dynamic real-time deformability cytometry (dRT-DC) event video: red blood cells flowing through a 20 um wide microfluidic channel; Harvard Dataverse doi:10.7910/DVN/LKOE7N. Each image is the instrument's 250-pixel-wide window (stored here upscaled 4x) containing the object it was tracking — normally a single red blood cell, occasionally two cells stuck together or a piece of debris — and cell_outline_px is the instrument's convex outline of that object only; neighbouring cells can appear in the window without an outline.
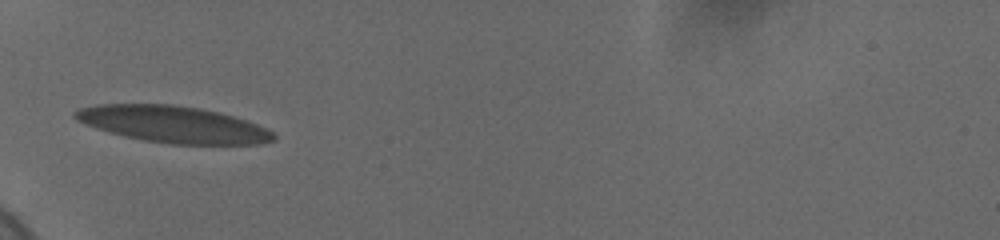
{"species": "human", "species_latin": "Homo sapiens", "temperature_condition": "cold", "stored_images_in_passage": 36, "camera_frame_rate_fps": 3000, "um_per_image_px": 0.085, "donor": {"sex": "female"}, "frame": {"image": 1, "passage_image": 1, "time_ms": 0.0, "image_size_px": [1000, 240], "cell_outline_px": [[276, 140], [264, 144], [172, 144], [144, 140], [124, 136], [108, 132], [84, 124], [76, 120], [72, 116], [72, 112], [80, 108], [96, 104], [172, 104], [200, 108], [220, 112], [256, 124], [272, 132], [276, 136]], "centroid_in_image_um": [14.68, 10.56], "position_along_channel_um": 70.3, "area_um2": 42.43}}
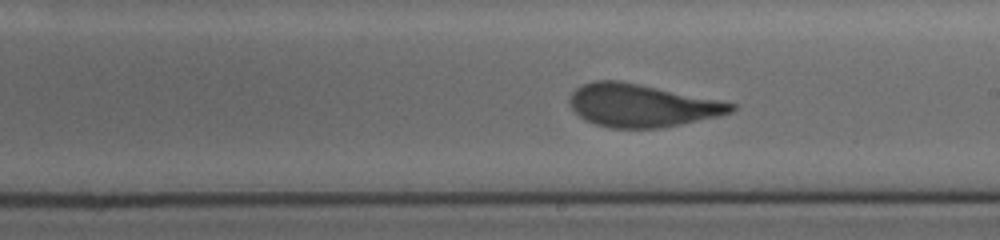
{"frame": {"image": 2, "passage_image": 15, "time_ms": 4.667, "image_size_px": [1000, 240], "cell_outline_px": [[736, 108], [732, 112], [720, 116], [660, 128], [608, 128], [584, 120], [572, 108], [568, 100], [572, 92], [576, 88], [584, 84], [596, 80], [620, 80], [736, 104]], "centroid_in_image_um": [54.51, 8.97], "position_along_channel_um": 234.5, "area_um2": 40.0}}
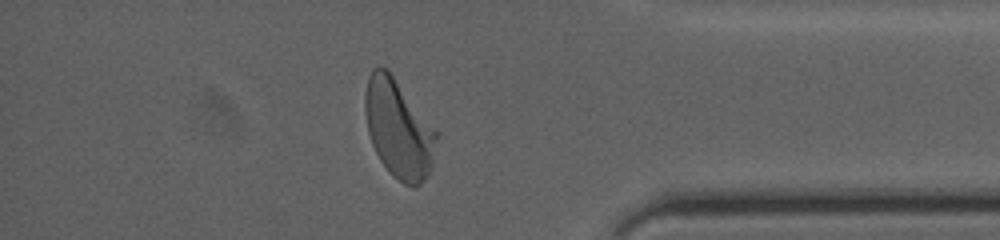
{"frame": {"image": 3, "passage_image": 30, "time_ms": 9.667, "image_size_px": [1000, 240], "cell_outline_px": [[440, 132], [432, 164], [428, 176], [416, 188], [404, 184], [392, 176], [380, 160], [372, 144], [368, 132], [364, 108], [364, 92], [368, 76], [372, 68], [380, 64], [388, 68]], "centroid_in_image_um": [33.9, 10.91], "position_along_channel_um": 401.3, "area_um2": 42.08}, "authors_computed_cell_mechanics": {"area_um2": 40.3733, "velocity_mm_per_s": 3.6524, "shape_relaxation_time_tau1_ms": 5.5202, "shape_relaxation_time_tau2_ms": null, "deformation_change_tau1": 0.2054, "deformation_change_tau2": null}}